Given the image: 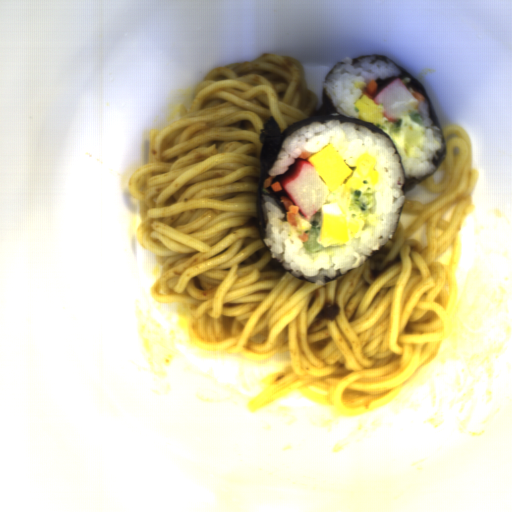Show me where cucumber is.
I'll return each mask as SVG.
<instances>
[{
	"mask_svg": "<svg viewBox=\"0 0 512 512\" xmlns=\"http://www.w3.org/2000/svg\"><path fill=\"white\" fill-rule=\"evenodd\" d=\"M321 229H322V211H321V207H320L319 210L311 217V228L307 229L304 232L308 236L307 241H302V243L304 245V252L306 255L312 256V255L326 249L317 240Z\"/></svg>",
	"mask_w": 512,
	"mask_h": 512,
	"instance_id": "obj_1",
	"label": "cucumber"
},
{
	"mask_svg": "<svg viewBox=\"0 0 512 512\" xmlns=\"http://www.w3.org/2000/svg\"><path fill=\"white\" fill-rule=\"evenodd\" d=\"M408 113L410 115L411 120H413L414 122H416L419 125H423L422 118H421L418 108L408 111Z\"/></svg>",
	"mask_w": 512,
	"mask_h": 512,
	"instance_id": "obj_2",
	"label": "cucumber"
}]
</instances>
